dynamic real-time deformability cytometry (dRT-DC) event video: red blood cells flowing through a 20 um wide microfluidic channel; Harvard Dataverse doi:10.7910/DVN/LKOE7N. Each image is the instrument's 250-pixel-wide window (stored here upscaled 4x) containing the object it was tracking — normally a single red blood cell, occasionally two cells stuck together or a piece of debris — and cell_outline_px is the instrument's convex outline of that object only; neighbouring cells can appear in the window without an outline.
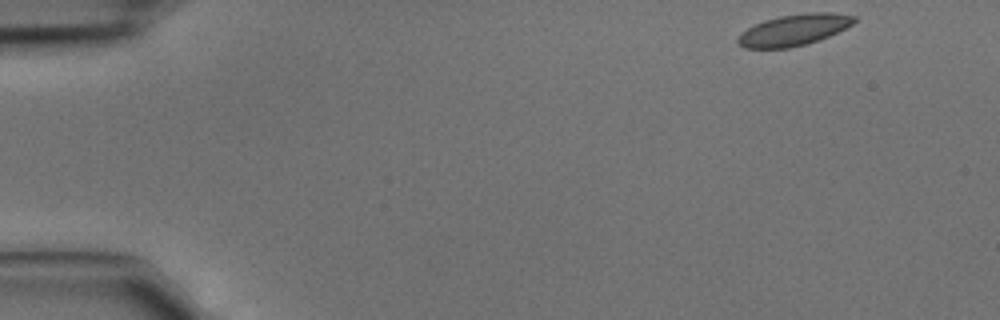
{"species": "common noctule bat (a hibernating species)", "species_latin": "Nyctalus noctula", "temperature_condition": "cold", "stored_images_in_passage": 42, "camera_frame_rate_fps": 3000, "um_per_image_px": 0.085, "animal": {"sex": "male", "body_mass_g": 15.6}, "frame": {"image": 1, "passage_image": 1, "time_ms": 0.0, "image_size_px": [1000, 320], "cell_outline_px": [[860, 20], [828, 36], [804, 44], [788, 48], [744, 48], [736, 44], [736, 40], [748, 28], [764, 20], [780, 16], [804, 12], [832, 12], [856, 16]], "centroid_in_image_um": [67.5, 2.53], "position_along_channel_um": 17.5, "area_um2": 21.04}}
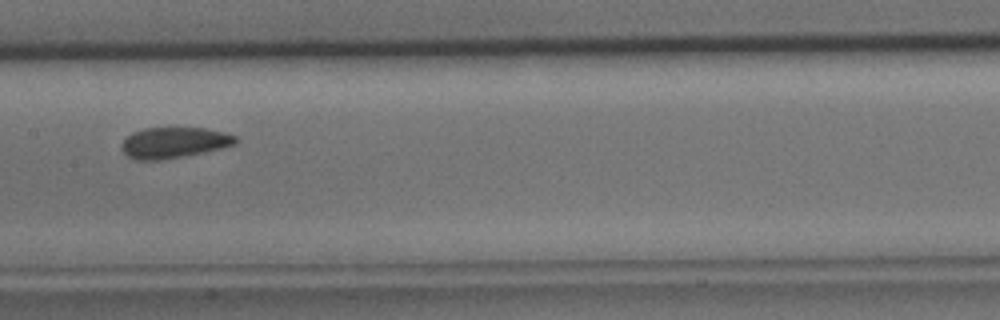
{"frame": {"image": 2, "passage_image": 20, "time_ms": 6.333, "image_size_px": [1000, 320], "cell_outline_px": [[240, 140], [236, 144], [204, 152], [184, 156], [160, 160], [136, 160], [128, 156], [120, 148], [120, 144], [132, 132], [144, 128], [204, 128], [224, 132], [236, 136]], "centroid_in_image_um": [14.78, 12.12], "position_along_channel_um": 192.6, "area_um2": 20.52}}
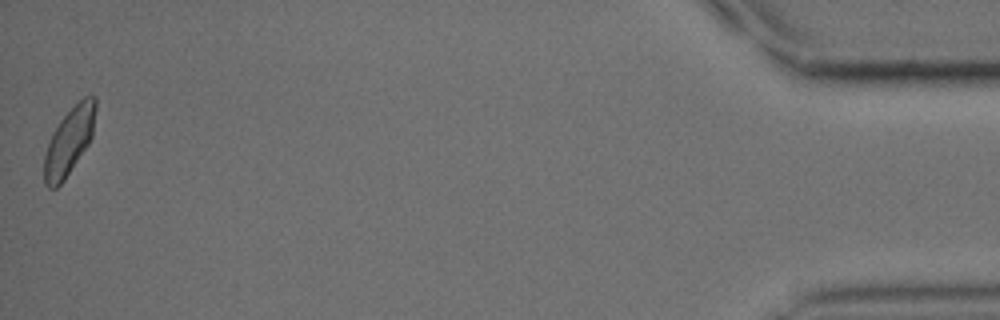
{"frame": {"image": 3, "passage_image": 42, "time_ms": 13.667, "image_size_px": [1000, 320], "cell_outline_px": [[96, 108], [92, 136], [88, 144], [64, 180], [56, 188], [48, 188], [44, 184], [44, 156], [52, 132], [60, 120], [84, 96], [96, 96]], "centroid_in_image_um": [5.87, 12.01], "position_along_channel_um": 429.3, "area_um2": 19.88}}